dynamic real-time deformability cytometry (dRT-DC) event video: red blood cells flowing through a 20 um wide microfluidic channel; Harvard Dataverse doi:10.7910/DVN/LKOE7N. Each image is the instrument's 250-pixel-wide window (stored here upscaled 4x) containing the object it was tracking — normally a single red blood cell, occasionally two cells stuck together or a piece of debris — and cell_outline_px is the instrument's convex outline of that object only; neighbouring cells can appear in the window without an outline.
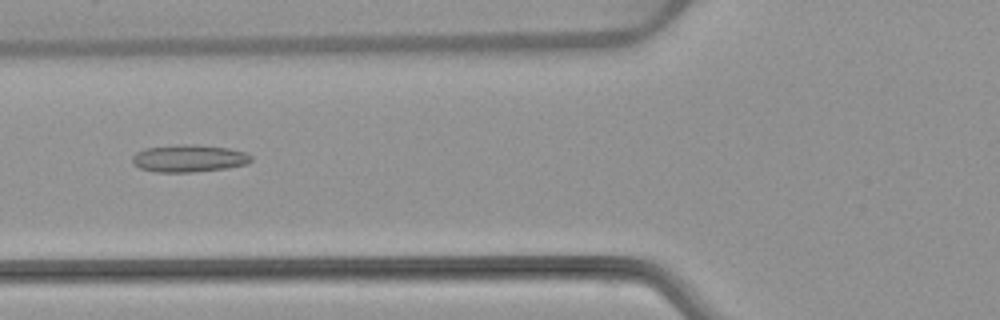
{"species": "common noctule bat (a hibernating species)", "species_latin": "Nyctalus noctula", "temperature_condition": "warm", "stored_images_in_passage": 54, "camera_frame_rate_fps": 3000, "um_per_image_px": 0.085, "animal": {"sex": "female", "body_mass_g": 22.7, "forearm_length_mm": 54.2}, "frame": {"image": 1, "passage_image": 21, "time_ms": 6.667, "image_size_px": [1000, 320], "cell_outline_px": [[252, 160], [248, 164], [228, 168], [192, 172], [156, 172], [140, 168], [132, 164], [132, 156], [136, 152], [144, 148], [176, 144], [192, 144], [228, 148], [244, 152], [252, 156]], "centroid_in_image_um": [16.04, 13.46], "position_along_channel_um": 109.8, "area_um2": 19.13}}
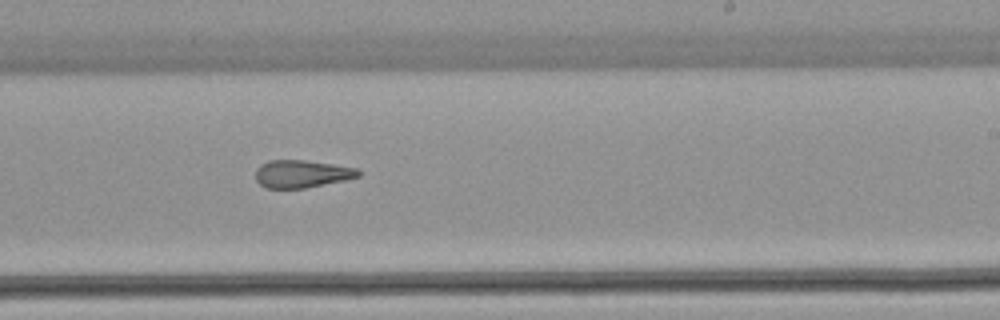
{"frame": {"image": 2, "passage_image": 33, "time_ms": 10.667, "image_size_px": [1000, 320], "cell_outline_px": [[360, 176], [344, 180], [304, 188], [268, 188], [260, 184], [256, 180], [256, 168], [260, 164], [268, 160], [304, 160], [332, 164], [356, 168], [360, 172]], "centroid_in_image_um": [25.62, 14.77], "position_along_channel_um": 263.4, "area_um2": 16.42}}
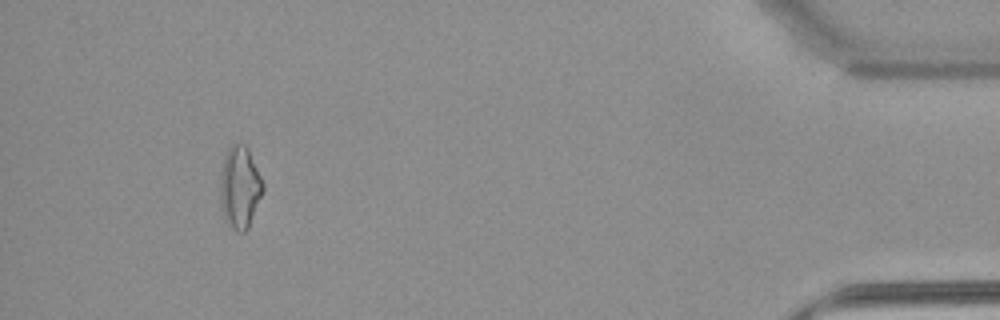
{"frame": {"image": 3, "passage_image": 50, "time_ms": 16.333, "image_size_px": [1000, 320], "cell_outline_px": [[264, 192], [248, 228], [244, 232], [240, 232], [232, 228], [228, 224], [224, 216], [220, 200], [220, 176], [224, 156], [228, 148], [232, 144], [244, 144], [248, 148], [264, 184]], "centroid_in_image_um": [20.39, 15.92], "position_along_channel_um": 414.8, "area_um2": 20.52}, "authors_computed_cell_mechanics": {"area_um2": 18.9873, "velocity_mm_per_s": 3.8424, "shape_relaxation_time_tau1_ms": null, "shape_relaxation_time_tau2_ms": 3.71, "deformation_change_tau1": null, "deformation_change_tau2": 0.1387}}